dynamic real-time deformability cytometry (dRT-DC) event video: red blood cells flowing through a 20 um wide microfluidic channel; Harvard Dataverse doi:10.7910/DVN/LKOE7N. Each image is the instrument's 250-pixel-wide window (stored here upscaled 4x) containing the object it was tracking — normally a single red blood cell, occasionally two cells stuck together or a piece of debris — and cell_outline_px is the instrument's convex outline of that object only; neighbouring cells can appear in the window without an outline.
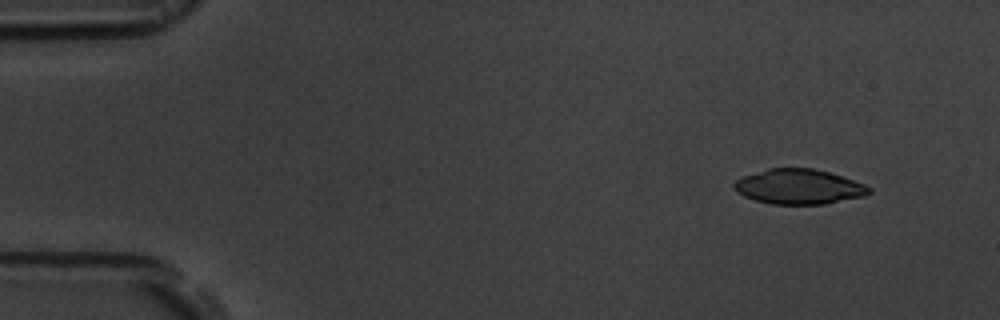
{"species": "common noctule bat (a hibernating species)", "species_latin": "Nyctalus noctula", "temperature_condition": "room temperature", "stored_images_in_passage": 3, "camera_frame_rate_fps": 3000, "um_per_image_px": 0.085, "animal": {"sex": "male", "body_mass_g": 19.5, "forearm_length_mm": 54.6}, "frame": {"image": 1, "passage_image": 1, "time_ms": 0.0, "image_size_px": [1000, 320], "cell_outline_px": [[872, 192], [864, 196], [824, 204], [772, 204], [756, 200], [744, 196], [732, 184], [736, 180], [744, 176], [768, 168], [812, 168], [828, 172], [864, 184], [872, 188]], "centroid_in_image_um": [67.93, 15.87], "position_along_channel_um": 17.1, "area_um2": 27.17}}